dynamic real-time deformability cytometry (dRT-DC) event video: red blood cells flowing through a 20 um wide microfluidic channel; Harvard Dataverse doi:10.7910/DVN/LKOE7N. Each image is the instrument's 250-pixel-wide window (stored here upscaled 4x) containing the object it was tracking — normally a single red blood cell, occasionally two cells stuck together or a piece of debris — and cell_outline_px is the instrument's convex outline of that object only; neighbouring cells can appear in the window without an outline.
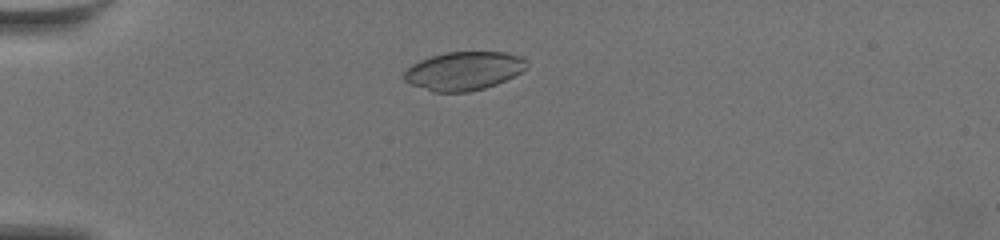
{"species": "common noctule bat (a hibernating species)", "species_latin": "Nyctalus noctula", "temperature_condition": "warm", "stored_images_in_passage": 53, "camera_frame_rate_fps": 3000, "um_per_image_px": 0.085, "animal": {"sex": "female", "body_mass_g": 19.5, "forearm_length_mm": 54.1}, "frame": {"image": 1, "passage_image": 10, "time_ms": 3.0, "image_size_px": [1000, 240], "cell_outline_px": [[528, 68], [496, 84], [484, 88], [468, 92], [432, 92], [412, 84], [404, 80], [404, 72], [412, 64], [420, 60], [432, 56], [448, 52], [504, 52], [520, 56], [528, 60]], "centroid_in_image_um": [39.44, 6.02], "position_along_channel_um": 45.6, "area_um2": 27.4}}
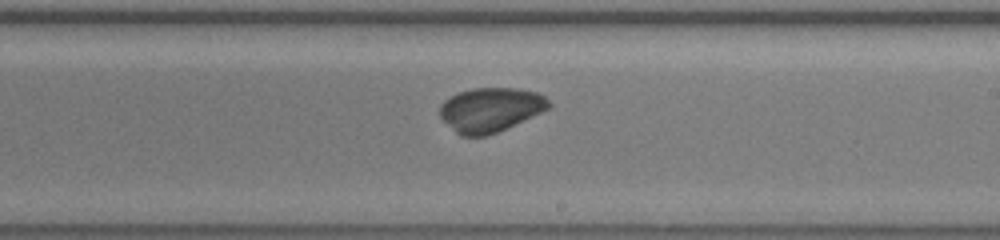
{"frame": {"image": 2, "passage_image": 30, "time_ms": 9.667, "image_size_px": [1000, 240], "cell_outline_px": [[552, 108], [488, 136], [460, 136], [440, 116], [440, 104], [444, 100], [460, 92], [472, 88], [520, 88], [536, 92], [544, 96], [552, 104]], "centroid_in_image_um": [41.73, 9.32], "position_along_channel_um": 247.3, "area_um2": 28.15}}
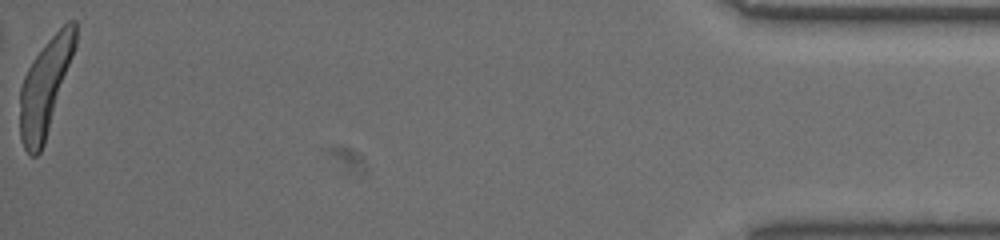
{"frame": {"image": 3, "passage_image": 53, "time_ms": 17.333, "image_size_px": [1000, 240], "cell_outline_px": [[76, 44], [44, 144], [40, 152], [36, 156], [32, 156], [24, 148], [20, 140], [20, 88], [24, 76], [28, 68], [36, 56], [48, 40], [68, 20], [76, 20]], "centroid_in_image_um": [3.82, 7.4], "position_along_channel_um": 431.4, "area_um2": 30.23}, "authors_computed_cell_mechanics": {"area_um2": 29.2468, "velocity_mm_per_s": 3.5469, "shape_relaxation_time_tau1_ms": 4.7595, "shape_relaxation_time_tau2_ms": null, "deformation_change_tau1": 0.2476, "deformation_change_tau2": null}}